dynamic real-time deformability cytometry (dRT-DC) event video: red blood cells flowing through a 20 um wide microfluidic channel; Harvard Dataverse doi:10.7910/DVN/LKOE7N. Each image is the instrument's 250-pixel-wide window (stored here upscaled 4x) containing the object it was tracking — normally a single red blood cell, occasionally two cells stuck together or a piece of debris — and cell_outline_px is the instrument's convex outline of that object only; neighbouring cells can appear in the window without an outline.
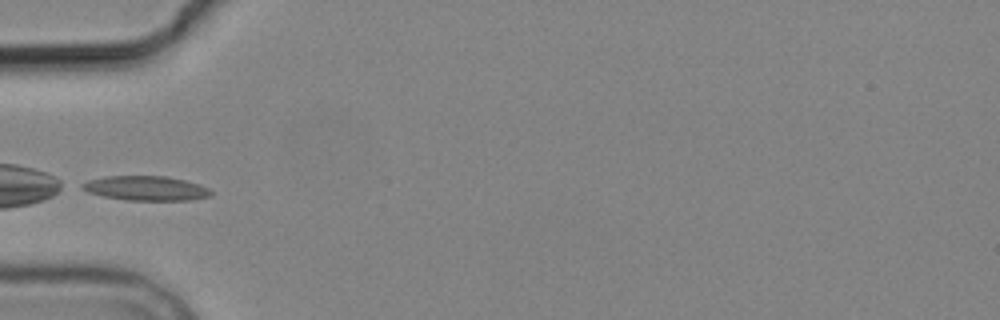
{"species": "common noctule bat (a hibernating species)", "species_latin": "Nyctalus noctula", "temperature_condition": "cold", "stored_images_in_passage": 3, "camera_frame_rate_fps": 3000, "um_per_image_px": 0.085, "animal": {"sex": "male", "body_mass_g": 19.2, "forearm_length_mm": 51.8}, "frame": {"image": 1, "passage_image": 3, "time_ms": 3.333, "image_size_px": [1000, 320], "cell_outline_px": [[212, 196], [188, 200], [124, 200], [104, 196], [88, 192], [80, 188], [80, 184], [88, 180], [108, 176], [168, 176], [200, 184], [208, 188], [212, 192]], "centroid_in_image_um": [12.4, 16.0], "position_along_channel_um": 72.6, "area_um2": 18.44}}